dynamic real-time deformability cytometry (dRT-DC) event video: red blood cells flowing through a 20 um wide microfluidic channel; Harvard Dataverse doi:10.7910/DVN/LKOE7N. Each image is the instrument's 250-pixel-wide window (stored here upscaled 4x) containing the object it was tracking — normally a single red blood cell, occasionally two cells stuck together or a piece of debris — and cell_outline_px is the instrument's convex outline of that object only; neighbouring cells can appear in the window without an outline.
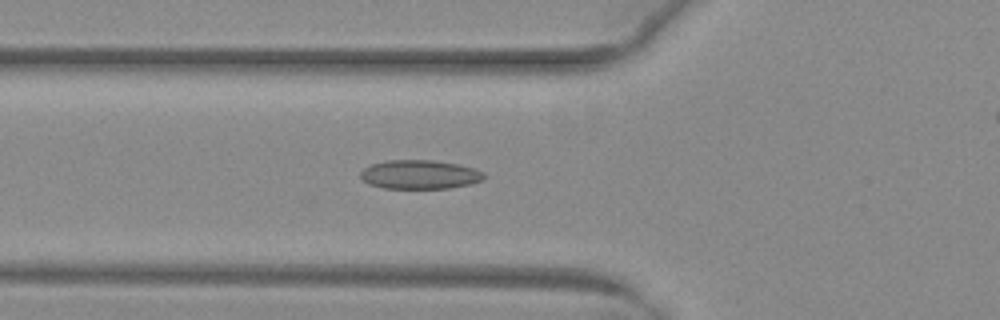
{"species": "common noctule bat (a hibernating species)", "species_latin": "Nyctalus noctula", "temperature_condition": "warm", "stored_images_in_passage": 12, "camera_frame_rate_fps": 3000, "um_per_image_px": 0.085, "animal": {"sex": "female", "body_mass_g": 29.2, "forearm_length_mm": 56.3}, "frame": {"image": 1, "passage_image": 2, "time_ms": 0.333, "image_size_px": [1000, 320], "cell_outline_px": [[484, 180], [472, 184], [448, 188], [384, 188], [368, 184], [360, 176], [360, 172], [364, 168], [372, 164], [388, 160], [432, 160], [456, 164], [472, 168], [484, 172]], "centroid_in_image_um": [35.68, 14.84], "position_along_channel_um": 90.1, "area_um2": 20.75}}
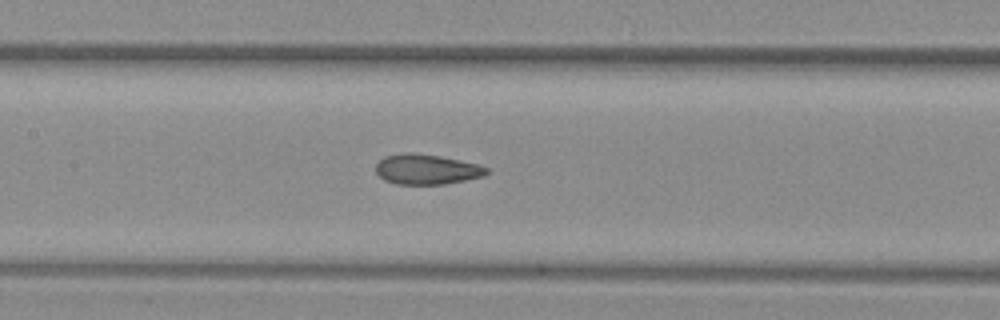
{"frame": {"image": 2, "passage_image": 8, "time_ms": 2.333, "image_size_px": [1000, 320], "cell_outline_px": [[488, 172], [484, 176], [444, 184], [396, 184], [384, 180], [376, 172], [376, 164], [384, 156], [404, 152], [412, 152], [440, 156], [460, 160], [476, 164], [488, 168]], "centroid_in_image_um": [36.23, 14.38], "position_along_channel_um": 171.2, "area_um2": 19.42}}
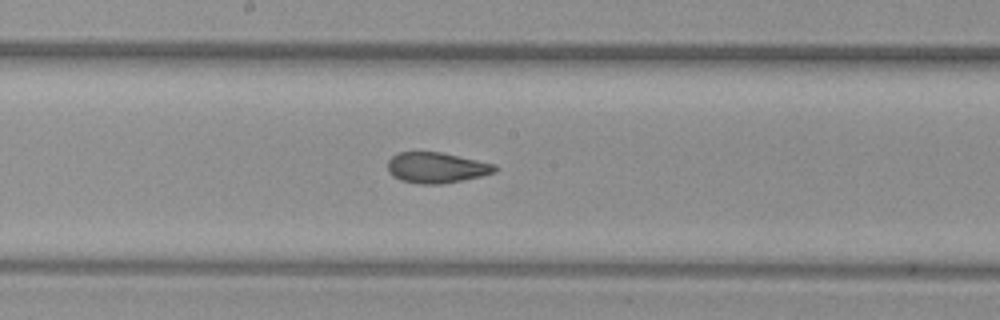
{"frame": {"image": 3, "passage_image": 11, "time_ms": 3.333, "image_size_px": [1000, 320], "cell_outline_px": [[496, 172], [480, 176], [440, 184], [420, 184], [400, 180], [392, 176], [388, 172], [388, 160], [396, 152], [440, 152], [496, 164]], "centroid_in_image_um": [37.06, 14.25], "position_along_channel_um": 211.1, "area_um2": 19.07}}